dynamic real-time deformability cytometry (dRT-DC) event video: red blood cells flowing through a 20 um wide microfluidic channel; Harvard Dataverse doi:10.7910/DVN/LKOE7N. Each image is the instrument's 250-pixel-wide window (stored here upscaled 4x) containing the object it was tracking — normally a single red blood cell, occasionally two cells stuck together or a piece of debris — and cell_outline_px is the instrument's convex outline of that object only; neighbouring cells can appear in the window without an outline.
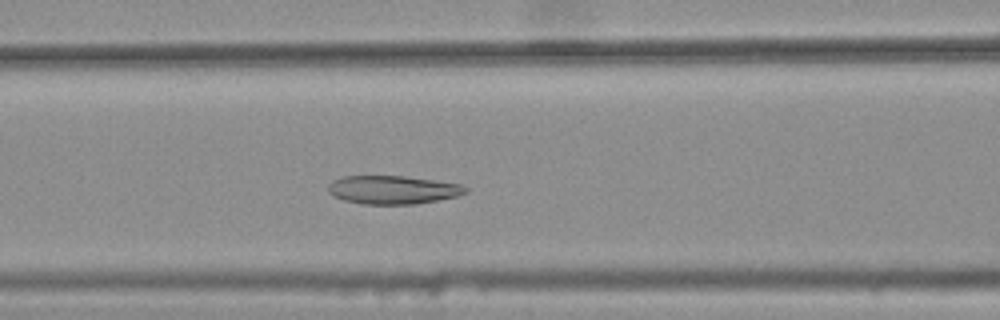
{"species": "common noctule bat (a hibernating species)", "species_latin": "Nyctalus noctula", "temperature_condition": "warm", "stored_images_in_passage": 41, "camera_frame_rate_fps": 3000, "um_per_image_px": 0.085, "animal": {"sex": "female", "body_mass_g": 25.1}, "frame": {"image": 1, "passage_image": 19, "time_ms": 6.0, "image_size_px": [1000, 320], "cell_outline_px": [[468, 192], [456, 196], [416, 204], [360, 204], [344, 200], [332, 196], [328, 192], [328, 184], [332, 180], [344, 176], [404, 176], [460, 184], [468, 188]], "centroid_in_image_um": [33.34, 16.13], "position_along_channel_um": 133.3, "area_um2": 22.72}}
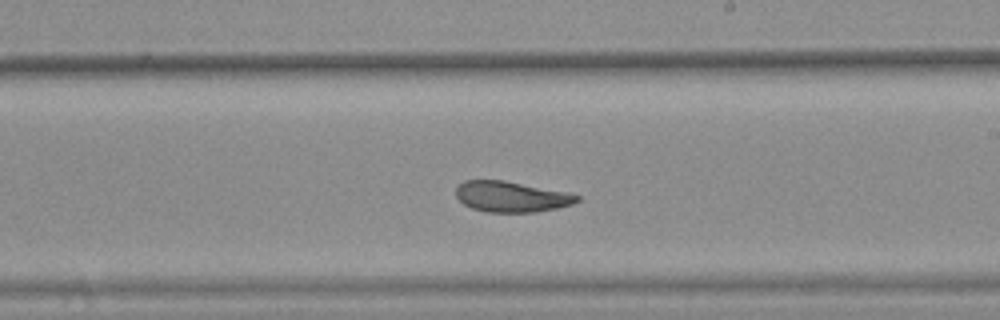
{"frame": {"image": 2, "passage_image": 28, "time_ms": 9.0, "image_size_px": [1000, 320], "cell_outline_px": [[580, 200], [572, 204], [556, 208], [536, 212], [488, 212], [472, 208], [464, 204], [456, 196], [456, 188], [464, 180], [504, 180], [568, 192], [580, 196]], "centroid_in_image_um": [43.47, 16.71], "position_along_channel_um": 245.5, "area_um2": 21.62}}
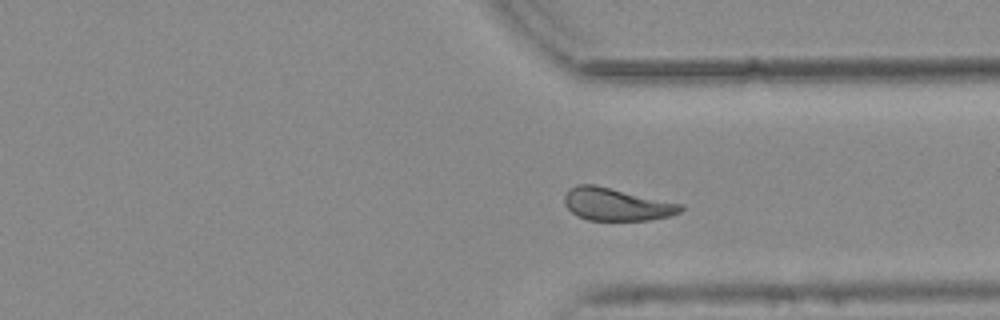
{"frame": {"image": 3, "passage_image": 37, "time_ms": 12.0, "image_size_px": [1000, 320], "cell_outline_px": [[684, 208], [680, 212], [668, 216], [648, 220], [588, 220], [576, 216], [564, 204], [564, 196], [576, 184], [596, 184], [684, 204]], "centroid_in_image_um": [52.41, 17.36], "position_along_channel_um": 359.0, "area_um2": 22.2}, "authors_computed_cell_mechanics": {"area_um2": 22.8888, "velocity_mm_per_s": 3.759, "shape_relaxation_time_tau1_ms": null, "shape_relaxation_time_tau2_ms": 3.5301, "deformation_change_tau1": null, "deformation_change_tau2": 0.0986}}